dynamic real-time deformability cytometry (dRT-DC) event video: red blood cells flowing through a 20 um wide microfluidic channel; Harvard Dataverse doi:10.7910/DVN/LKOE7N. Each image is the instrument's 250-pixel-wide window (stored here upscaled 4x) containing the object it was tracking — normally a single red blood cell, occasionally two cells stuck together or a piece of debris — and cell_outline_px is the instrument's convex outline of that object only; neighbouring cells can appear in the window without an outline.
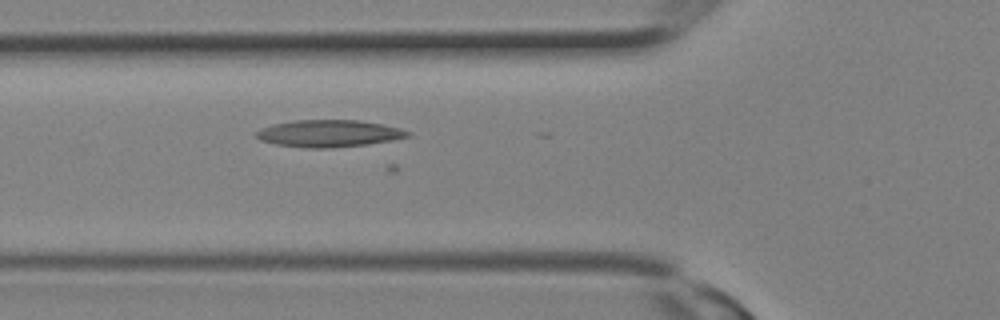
{"species": "Egyptian fruit bat (a non-hibernating species)", "species_latin": "Rousettus aegyptiacus", "temperature_condition": "room temperature", "stored_images_in_passage": 11, "camera_frame_rate_fps": 3000, "um_per_image_px": 0.085, "animal": {"sex": "female"}, "frame": {"image": 1, "passage_image": 4, "time_ms": 1.0, "image_size_px": [1000, 320], "cell_outline_px": [[412, 136], [392, 140], [368, 144], [332, 148], [308, 148], [276, 144], [260, 140], [256, 136], [256, 132], [272, 124], [292, 120], [360, 120], [400, 128], [412, 132]], "centroid_in_image_um": [27.99, 11.34], "position_along_channel_um": 97.8, "area_um2": 23.87}}
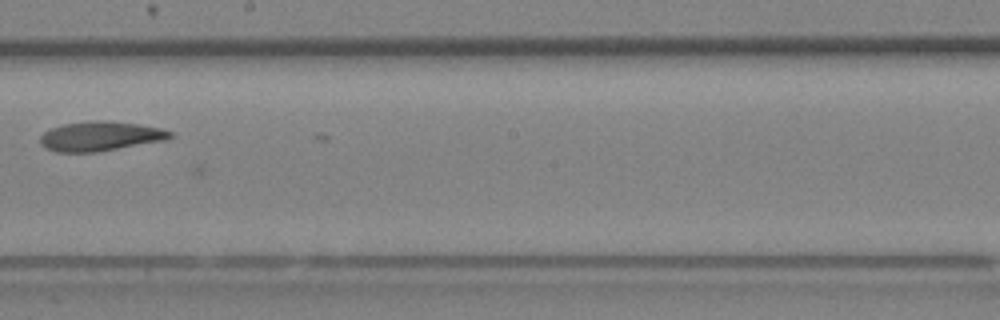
{"frame": {"image": 2, "passage_image": 10, "time_ms": 3.0, "image_size_px": [1000, 320], "cell_outline_px": [[172, 136], [168, 140], [100, 152], [56, 152], [44, 148], [40, 144], [40, 136], [44, 132], [52, 128], [64, 124], [92, 120], [112, 120], [160, 128], [172, 132]], "centroid_in_image_um": [8.53, 11.59], "position_along_channel_um": 239.7, "area_um2": 22.66}}